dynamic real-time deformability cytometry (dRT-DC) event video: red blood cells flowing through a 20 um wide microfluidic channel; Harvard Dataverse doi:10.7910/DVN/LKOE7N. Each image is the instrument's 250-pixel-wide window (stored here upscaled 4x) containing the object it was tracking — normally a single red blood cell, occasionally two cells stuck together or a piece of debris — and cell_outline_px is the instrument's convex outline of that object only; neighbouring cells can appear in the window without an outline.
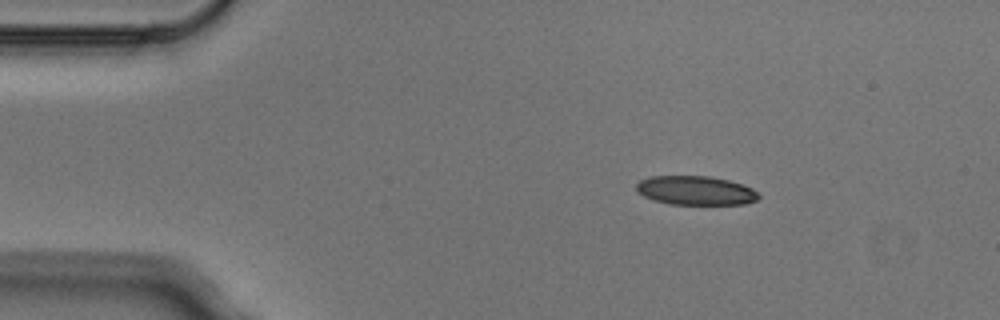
{"species": "Egyptian fruit bat (a non-hibernating species)", "species_latin": "Rousettus aegyptiacus", "temperature_condition": "cold", "stored_images_in_passage": 4, "segment_of_instrument_passage": [1, 2], "camera_frame_rate_fps": 3000, "um_per_image_px": 0.085, "animal": {"sex": "male"}, "frame": {"image": 1, "passage_image": 1, "time_ms": 0.0, "image_size_px": [1000, 320], "cell_outline_px": [[760, 196], [756, 200], [744, 204], [672, 204], [652, 200], [636, 192], [636, 184], [640, 180], [652, 176], [712, 176], [728, 180], [752, 188]], "centroid_in_image_um": [59.09, 16.19], "position_along_channel_um": 25.9, "area_um2": 20.63}}
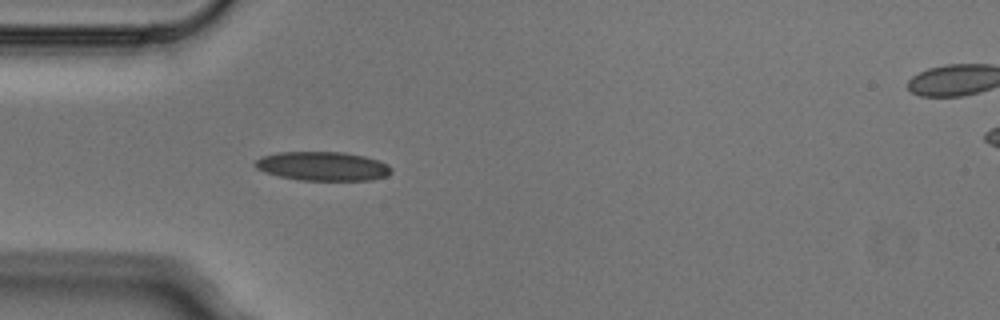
{"frame": {"image": 2, "passage_image": 3, "time_ms": 0.667, "image_size_px": [1000, 320], "cell_outline_px": [[392, 172], [388, 176], [372, 180], [300, 180], [280, 176], [264, 172], [256, 168], [252, 164], [256, 160], [264, 156], [280, 152], [344, 152], [364, 156], [380, 160], [388, 164], [392, 168]], "centroid_in_image_um": [27.47, 14.13], "position_along_channel_um": 57.5, "area_um2": 23.12}}